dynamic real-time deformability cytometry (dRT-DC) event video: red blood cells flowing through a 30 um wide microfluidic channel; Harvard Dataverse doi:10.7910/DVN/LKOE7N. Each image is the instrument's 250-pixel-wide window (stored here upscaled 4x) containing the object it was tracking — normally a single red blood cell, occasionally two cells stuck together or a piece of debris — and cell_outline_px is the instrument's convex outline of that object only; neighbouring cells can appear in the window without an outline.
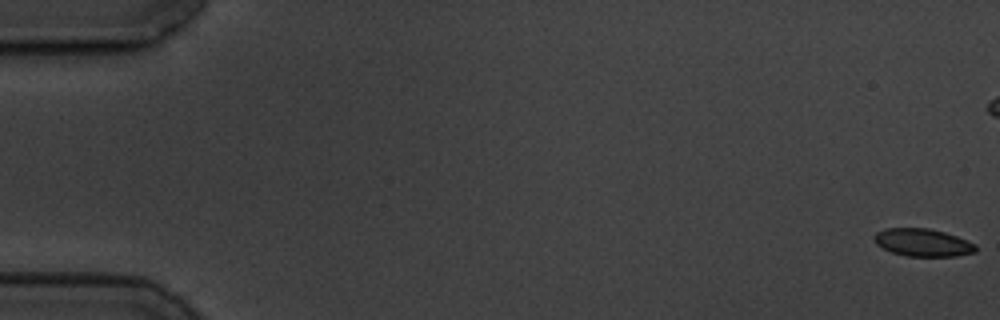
{"species": "common noctule bat (a hibernating species)", "species_latin": "Nyctalus noctula", "temperature_condition": "cold", "stored_images_in_passage": 60, "camera_frame_rate_fps": 3000, "um_per_image_px": 0.085, "animal": {"sex": "male", "body_mass_g": 19.5, "forearm_length_mm": 54.6}, "frame": {"image": 1, "passage_image": 1, "time_ms": 0.0, "image_size_px": [1000, 320], "cell_outline_px": [[976, 252], [956, 256], [908, 256], [892, 252], [876, 244], [872, 236], [876, 232], [884, 228], [928, 228], [944, 232], [956, 236], [976, 244]], "centroid_in_image_um": [78.42, 20.61], "position_along_channel_um": 6.6, "area_um2": 16.36}}
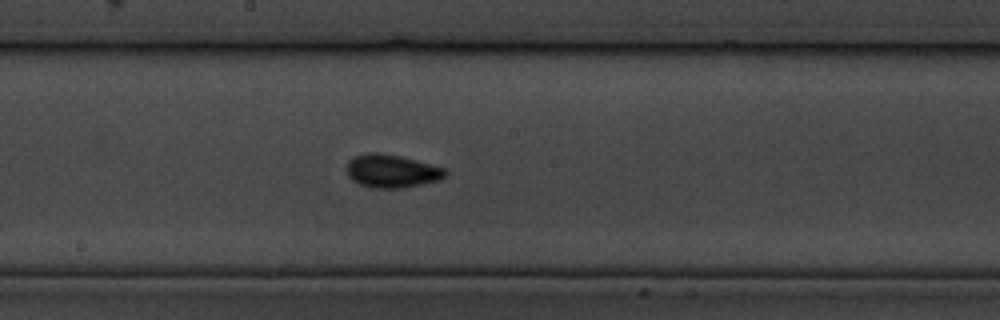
{"frame": {"image": 2, "passage_image": 32, "time_ms": 10.333, "image_size_px": [1000, 320], "cell_outline_px": [[448, 172], [440, 180], [400, 188], [372, 188], [360, 184], [352, 180], [348, 176], [348, 160], [364, 152], [380, 152], [400, 156], [448, 168]], "centroid_in_image_um": [33.32, 14.53], "position_along_channel_um": 214.9, "area_um2": 19.13}}
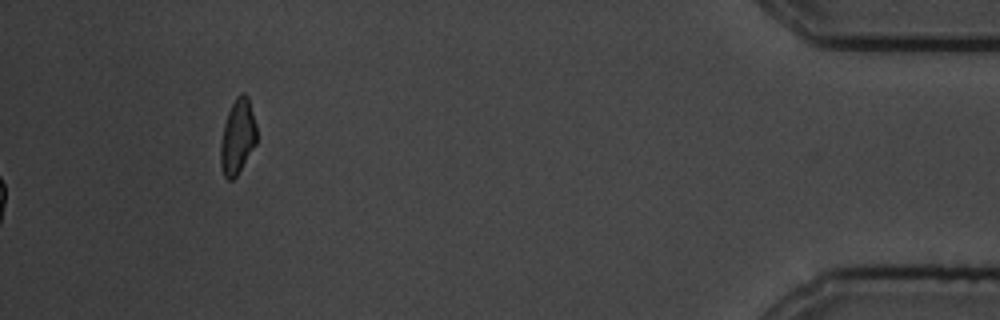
{"frame": {"image": 3, "passage_image": 60, "time_ms": 19.667, "image_size_px": [1000, 320], "cell_outline_px": [[256, 144], [236, 176], [232, 180], [228, 180], [224, 176], [220, 164], [220, 144], [224, 124], [228, 112], [236, 96], [240, 92], [244, 92], [248, 96], [256, 124]], "centroid_in_image_um": [20.19, 11.6], "position_along_channel_um": 415.0, "area_um2": 15.78}, "authors_computed_cell_mechanics": {"area_um2": 16.9932, "velocity_mm_per_s": 3.4761, "shape_relaxation_time_tau1_ms": 2.4416, "shape_relaxation_time_tau2_ms": 2.7582, "deformation_change_tau1": 0.0699, "deformation_change_tau2": 0.066}}